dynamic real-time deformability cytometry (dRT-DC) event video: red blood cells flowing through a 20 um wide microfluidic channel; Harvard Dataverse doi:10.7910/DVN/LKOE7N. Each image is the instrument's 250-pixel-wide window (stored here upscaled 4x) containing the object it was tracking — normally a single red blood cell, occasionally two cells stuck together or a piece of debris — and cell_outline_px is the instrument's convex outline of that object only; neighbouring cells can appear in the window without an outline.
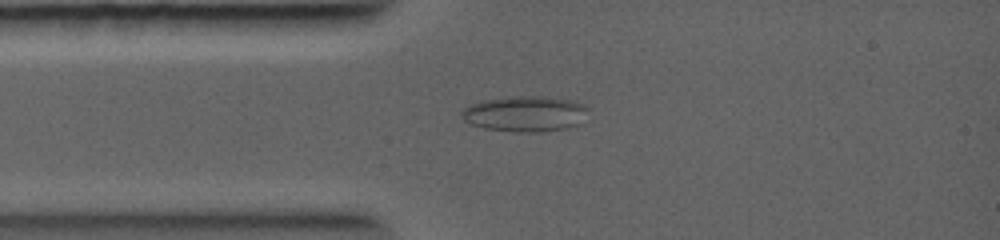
{"species": "common noctule bat (a hibernating species)", "species_latin": "Nyctalus noctula", "temperature_condition": "warm", "stored_images_in_passage": 7, "camera_frame_rate_fps": 5000, "um_per_image_px": 0.085, "animal": {"sex": "female", "body_mass_g": 19.0, "forearm_length_mm": 56.7}, "frame": {"image": 1, "passage_image": 3, "time_ms": 1.0, "image_size_px": [1000, 240], "cell_outline_px": [[588, 108], [580, 124], [568, 128], [540, 132], [516, 132], [484, 128], [472, 124], [464, 120], [460, 116], [460, 112], [468, 104], [484, 100], [508, 96], [548, 96], [572, 100], [584, 104]], "centroid_in_image_um": [44.62, 9.66], "position_along_channel_um": 40.4, "area_um2": 26.59}}